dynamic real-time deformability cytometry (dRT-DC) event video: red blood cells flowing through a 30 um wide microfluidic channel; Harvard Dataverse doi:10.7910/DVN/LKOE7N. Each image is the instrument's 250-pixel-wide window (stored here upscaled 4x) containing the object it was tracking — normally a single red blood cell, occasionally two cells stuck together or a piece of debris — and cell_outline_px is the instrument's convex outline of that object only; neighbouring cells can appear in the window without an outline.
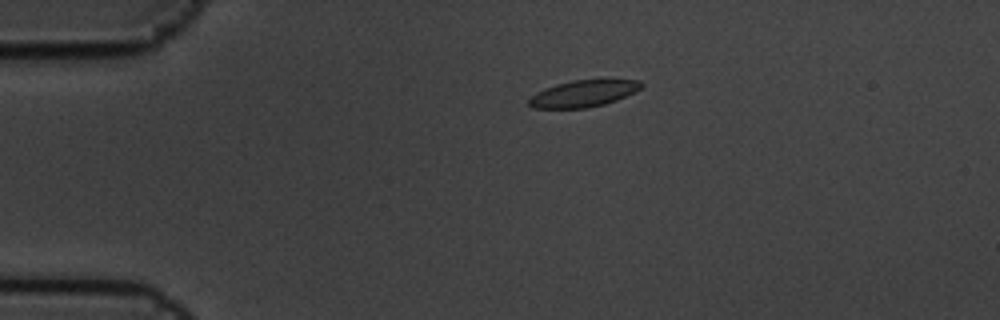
{"species": "common noctule bat (a hibernating species)", "species_latin": "Nyctalus noctula", "temperature_condition": "cold", "stored_images_in_passage": 5, "camera_frame_rate_fps": 3000, "um_per_image_px": 0.085, "animal": {"sex": "male", "body_mass_g": 19.5, "forearm_length_mm": 54.6}, "frame": {"image": 1, "passage_image": 1, "time_ms": 0.0, "image_size_px": [1000, 320], "cell_outline_px": [[644, 84], [640, 88], [616, 100], [604, 104], [588, 108], [532, 108], [528, 104], [528, 100], [536, 92], [544, 88], [556, 84], [572, 80], [604, 76], [608, 76], [640, 80]], "centroid_in_image_um": [49.65, 7.88], "position_along_channel_um": 35.4, "area_um2": 18.32}}
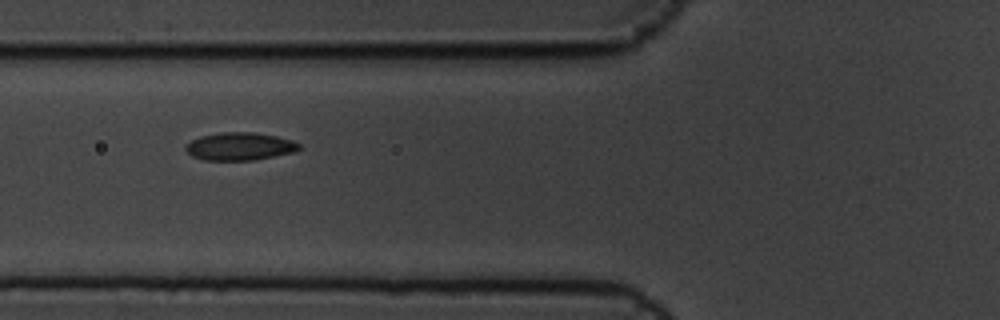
{"frame": {"image": 2, "passage_image": 4, "time_ms": 1.0, "image_size_px": [1000, 320], "cell_outline_px": [[304, 148], [296, 152], [252, 160], [204, 160], [192, 156], [184, 148], [184, 144], [200, 136], [220, 132], [252, 132], [276, 136], [292, 140], [300, 144]], "centroid_in_image_um": [20.39, 12.44], "position_along_channel_um": 105.4, "area_um2": 18.55}}
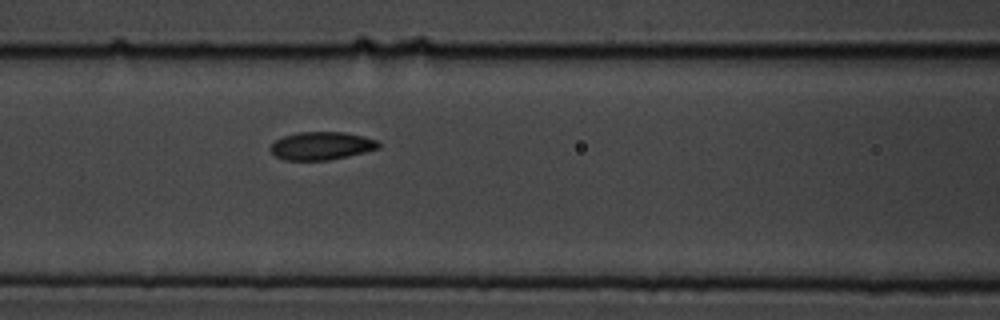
{"frame": {"image": 3, "passage_image": 5, "time_ms": 1.333, "image_size_px": [1000, 320], "cell_outline_px": [[380, 148], [348, 156], [328, 160], [284, 160], [276, 156], [268, 148], [276, 140], [284, 136], [296, 132], [344, 132], [364, 136], [376, 140], [380, 144]], "centroid_in_image_um": [27.32, 12.39], "position_along_channel_um": 139.3, "area_um2": 17.63}}